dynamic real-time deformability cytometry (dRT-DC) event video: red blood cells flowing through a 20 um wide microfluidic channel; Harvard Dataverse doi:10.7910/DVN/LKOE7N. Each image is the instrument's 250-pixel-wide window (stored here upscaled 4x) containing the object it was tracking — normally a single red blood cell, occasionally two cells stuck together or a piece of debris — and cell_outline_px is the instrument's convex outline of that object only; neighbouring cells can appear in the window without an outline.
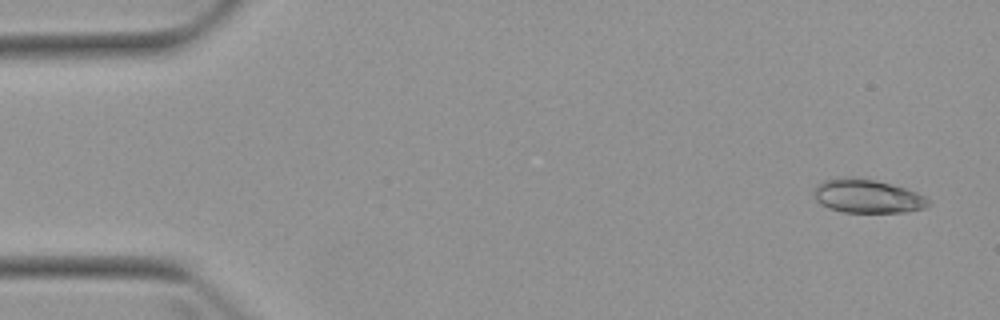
{"species": "Egyptian fruit bat (a non-hibernating species)", "species_latin": "Rousettus aegyptiacus", "temperature_condition": "warm", "stored_images_in_passage": 5, "camera_frame_rate_fps": 3000, "um_per_image_px": 0.085, "animal": {"sex": "female"}, "frame": {"image": 1, "passage_image": 1, "time_ms": 0.0, "image_size_px": [1000, 320], "cell_outline_px": [[932, 204], [924, 208], [908, 212], [844, 212], [828, 208], [820, 204], [816, 200], [812, 192], [812, 188], [816, 184], [824, 180], [844, 176], [856, 176], [876, 180], [892, 184], [916, 192], [932, 200]], "centroid_in_image_um": [73.7, 16.66], "position_along_channel_um": 11.3, "area_um2": 23.0}}
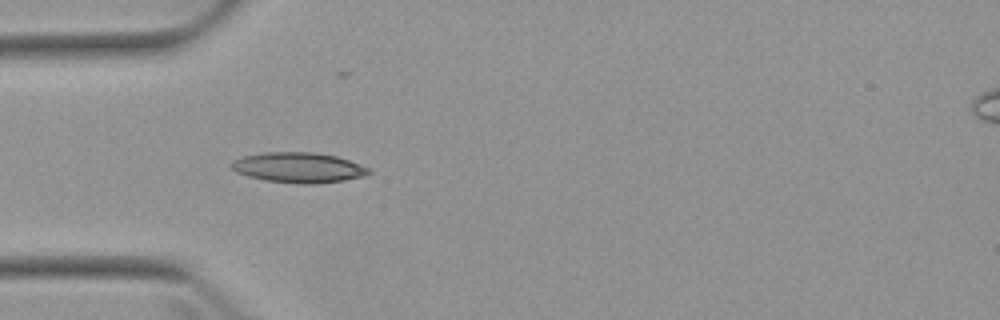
{"frame": {"image": 2, "passage_image": 4, "time_ms": 4.333, "image_size_px": [1000, 320], "cell_outline_px": [[372, 172], [364, 176], [344, 180], [316, 184], [296, 184], [264, 180], [248, 176], [236, 172], [232, 168], [232, 160], [244, 156], [264, 152], [312, 152], [336, 156], [348, 160], [368, 168]], "centroid_in_image_um": [25.36, 14.25], "position_along_channel_um": 59.6, "area_um2": 24.16}}
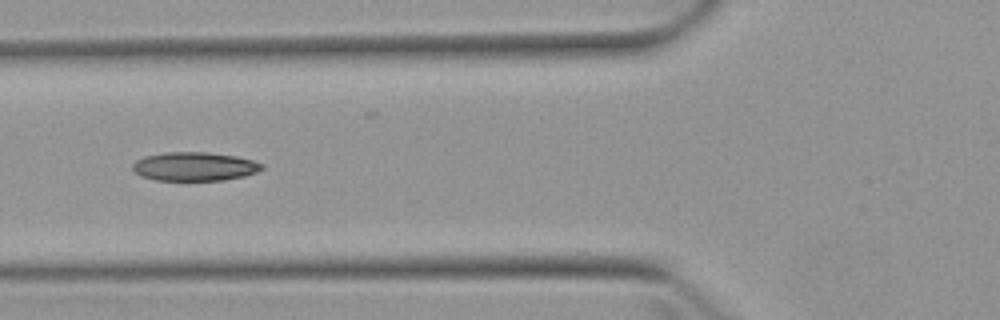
{"frame": {"image": 3, "passage_image": 5, "time_ms": 5.667, "image_size_px": [1000, 320], "cell_outline_px": [[264, 168], [256, 172], [244, 176], [224, 180], [156, 180], [140, 176], [132, 168], [132, 164], [136, 160], [144, 156], [164, 152], [208, 152], [236, 156], [252, 160], [264, 164]], "centroid_in_image_um": [16.53, 14.14], "position_along_channel_um": 109.3, "area_um2": 21.73}}